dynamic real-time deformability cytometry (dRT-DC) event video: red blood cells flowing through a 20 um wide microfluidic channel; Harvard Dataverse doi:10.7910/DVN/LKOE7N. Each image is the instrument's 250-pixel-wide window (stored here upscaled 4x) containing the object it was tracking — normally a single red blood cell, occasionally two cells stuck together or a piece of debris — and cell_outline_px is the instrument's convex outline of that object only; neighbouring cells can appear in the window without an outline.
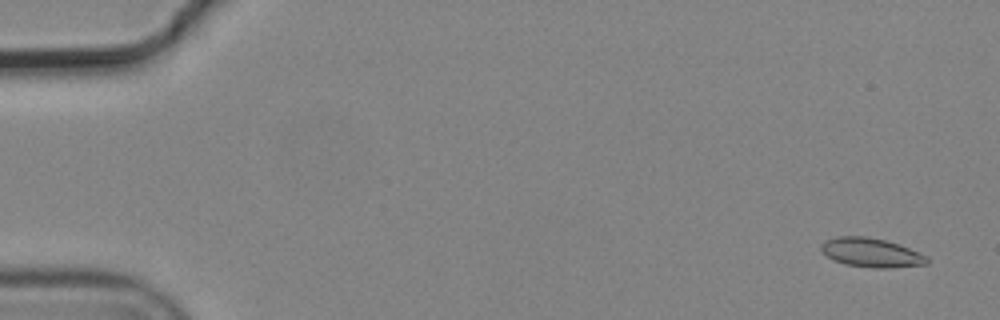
{"species": "common noctule bat (a hibernating species)", "species_latin": "Nyctalus noctula", "temperature_condition": "cold", "stored_images_in_passage": 5, "camera_frame_rate_fps": 3000, "um_per_image_px": 0.085, "animal": {"sex": "male", "body_mass_g": 19.2, "forearm_length_mm": 51.8}, "frame": {"image": 1, "passage_image": 1, "time_ms": 0.0, "image_size_px": [1000, 320], "cell_outline_px": [[928, 264], [888, 268], [872, 268], [844, 264], [832, 260], [820, 248], [820, 244], [824, 240], [840, 236], [864, 236], [884, 240], [908, 248], [928, 256]], "centroid_in_image_um": [74.03, 21.48], "position_along_channel_um": 11.0, "area_um2": 17.86}}
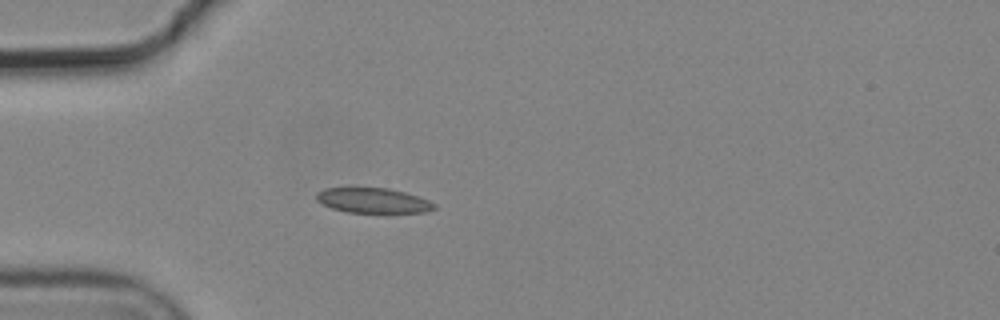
{"frame": {"image": 2, "passage_image": 5, "time_ms": 1.333, "image_size_px": [1000, 320], "cell_outline_px": [[436, 208], [424, 212], [348, 212], [332, 208], [316, 200], [316, 192], [324, 188], [388, 188], [404, 192], [428, 200], [436, 204]], "centroid_in_image_um": [31.69, 17.03], "position_along_channel_um": 53.3, "area_um2": 16.94}}